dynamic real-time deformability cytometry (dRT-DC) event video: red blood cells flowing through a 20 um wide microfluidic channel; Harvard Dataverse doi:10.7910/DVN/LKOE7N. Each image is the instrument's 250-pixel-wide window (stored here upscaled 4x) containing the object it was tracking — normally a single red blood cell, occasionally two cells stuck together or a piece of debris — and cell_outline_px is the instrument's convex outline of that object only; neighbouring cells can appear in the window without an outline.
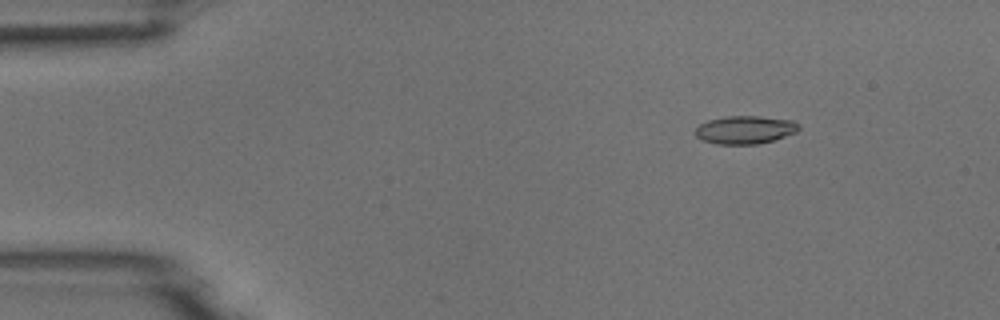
{"species": "common noctule bat (a hibernating species)", "species_latin": "Nyctalus noctula", "temperature_condition": "room temperature", "stored_images_in_passage": 6, "camera_frame_rate_fps": 3000, "um_per_image_px": 0.085, "animal": {"sex": "male", "body_mass_g": 18.8}, "frame": {"image": 1, "passage_image": 2, "time_ms": 1.333, "image_size_px": [1000, 320], "cell_outline_px": [[800, 128], [796, 132], [760, 144], [716, 144], [700, 140], [696, 136], [696, 128], [700, 124], [708, 120], [724, 116], [760, 116], [792, 120]], "centroid_in_image_um": [63.29, 11.03], "position_along_channel_um": 21.7, "area_um2": 16.88}}
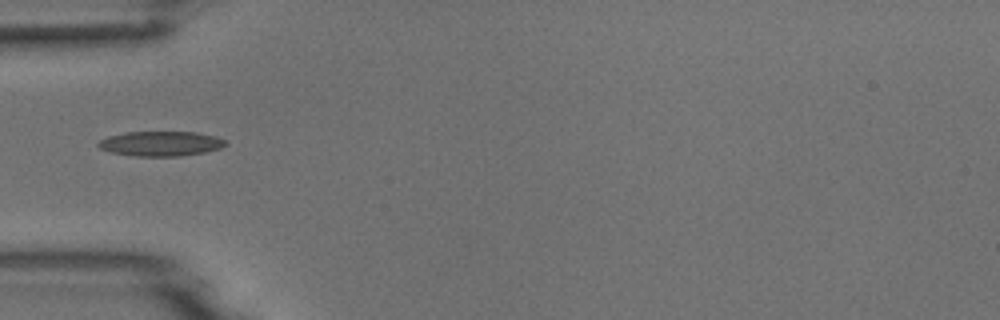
{"frame": {"image": 2, "passage_image": 5, "time_ms": 4.667, "image_size_px": [1000, 320], "cell_outline_px": [[228, 144], [220, 148], [204, 152], [180, 156], [136, 156], [112, 152], [100, 148], [96, 144], [100, 140], [108, 136], [124, 132], [196, 132], [216, 136], [224, 140]], "centroid_in_image_um": [13.66, 12.2], "position_along_channel_um": 71.3, "area_um2": 18.32}}